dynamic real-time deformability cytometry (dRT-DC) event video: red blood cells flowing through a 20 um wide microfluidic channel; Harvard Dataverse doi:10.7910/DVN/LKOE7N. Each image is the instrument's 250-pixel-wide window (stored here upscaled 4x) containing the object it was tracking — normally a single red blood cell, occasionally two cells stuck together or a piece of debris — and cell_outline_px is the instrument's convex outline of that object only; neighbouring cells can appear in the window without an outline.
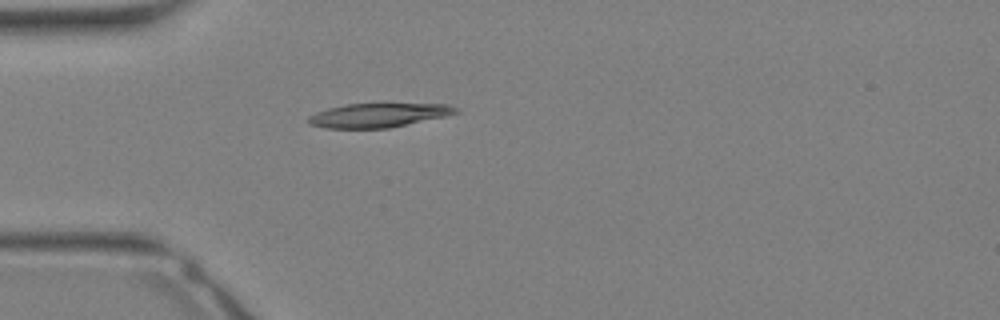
{"species": "Egyptian fruit bat (a non-hibernating species)", "species_latin": "Rousettus aegyptiacus", "temperature_condition": "warm", "stored_images_in_passage": 24, "camera_frame_rate_fps": 3000, "um_per_image_px": 0.085, "animal": {"sex": "female"}, "frame": {"image": 1, "passage_image": 1, "time_ms": 0.0, "image_size_px": [1000, 320], "cell_outline_px": [[460, 112], [444, 116], [388, 128], [324, 128], [308, 124], [308, 116], [316, 112], [328, 108], [348, 104], [448, 104], [456, 108]], "centroid_in_image_um": [32.11, 9.8], "position_along_channel_um": 52.9, "area_um2": 20.4}}
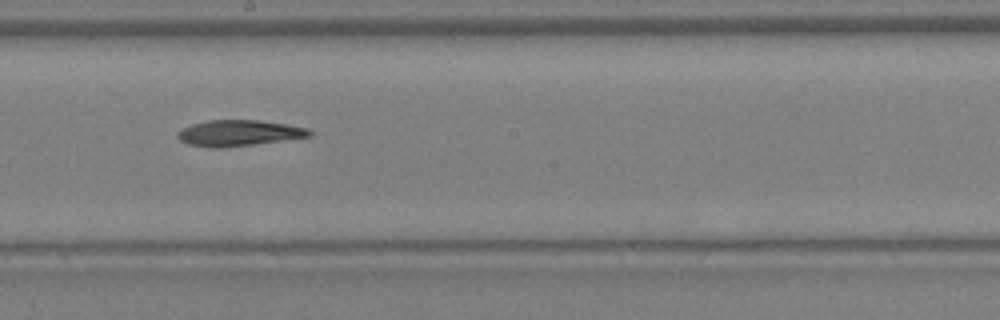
{"frame": {"image": 2, "passage_image": 10, "time_ms": 3.0, "image_size_px": [1000, 320], "cell_outline_px": [[312, 136], [252, 144], [220, 148], [212, 148], [188, 144], [180, 140], [176, 136], [184, 128], [192, 124], [208, 120], [256, 120], [284, 124], [308, 128], [312, 132]], "centroid_in_image_um": [20.29, 11.31], "position_along_channel_um": 227.9, "area_um2": 19.59}}
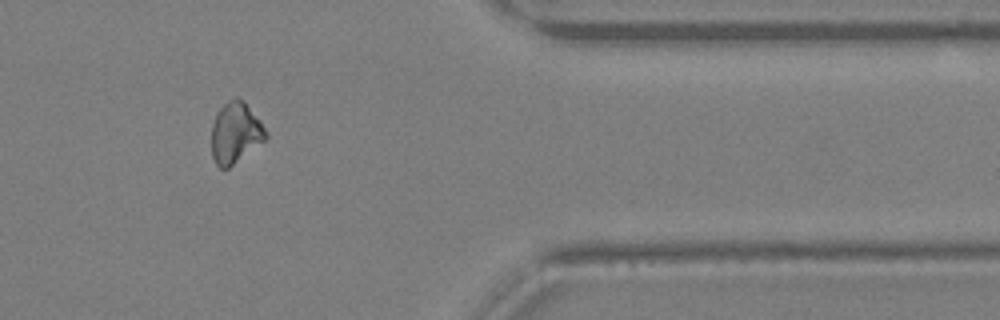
{"frame": {"image": 3, "passage_image": 19, "time_ms": 6.0, "image_size_px": [1000, 320], "cell_outline_px": [[268, 136], [264, 140], [228, 168], [220, 168], [216, 164], [212, 156], [212, 124], [216, 112], [228, 100], [236, 96], [244, 100], [260, 120], [268, 132]], "centroid_in_image_um": [20.01, 11.25], "position_along_channel_um": 391.4, "area_um2": 19.25}}